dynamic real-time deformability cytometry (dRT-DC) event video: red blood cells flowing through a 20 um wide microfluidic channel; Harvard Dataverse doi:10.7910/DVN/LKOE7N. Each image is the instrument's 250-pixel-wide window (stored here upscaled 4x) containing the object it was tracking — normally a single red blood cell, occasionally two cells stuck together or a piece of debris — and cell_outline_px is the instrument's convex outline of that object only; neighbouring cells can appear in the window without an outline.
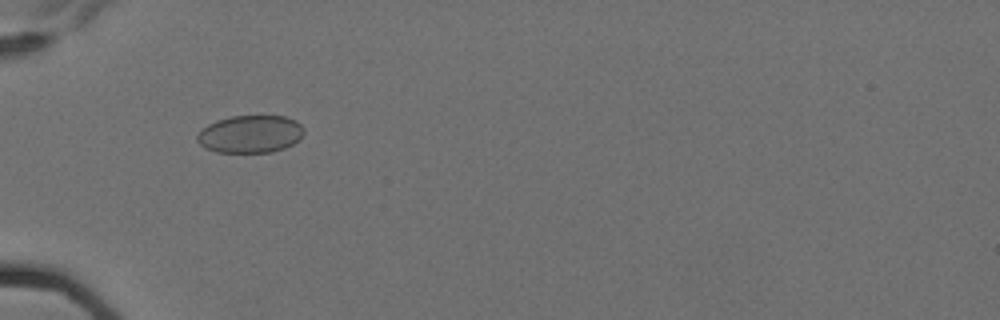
{"species": "Egyptian fruit bat (a non-hibernating species)", "species_latin": "Rousettus aegyptiacus", "temperature_condition": "cold", "stored_images_in_passage": 4, "camera_frame_rate_fps": 3000, "um_per_image_px": 0.085, "animal": {"sex": "female"}, "frame": {"image": 1, "passage_image": 4, "time_ms": 1.0, "image_size_px": [1000, 320], "cell_outline_px": [[304, 132], [292, 144], [284, 148], [272, 152], [216, 152], [204, 148], [196, 140], [196, 136], [208, 124], [216, 120], [232, 116], [284, 116], [296, 120], [304, 128]], "centroid_in_image_um": [21.26, 11.39], "position_along_channel_um": 63.7, "area_um2": 23.29}}